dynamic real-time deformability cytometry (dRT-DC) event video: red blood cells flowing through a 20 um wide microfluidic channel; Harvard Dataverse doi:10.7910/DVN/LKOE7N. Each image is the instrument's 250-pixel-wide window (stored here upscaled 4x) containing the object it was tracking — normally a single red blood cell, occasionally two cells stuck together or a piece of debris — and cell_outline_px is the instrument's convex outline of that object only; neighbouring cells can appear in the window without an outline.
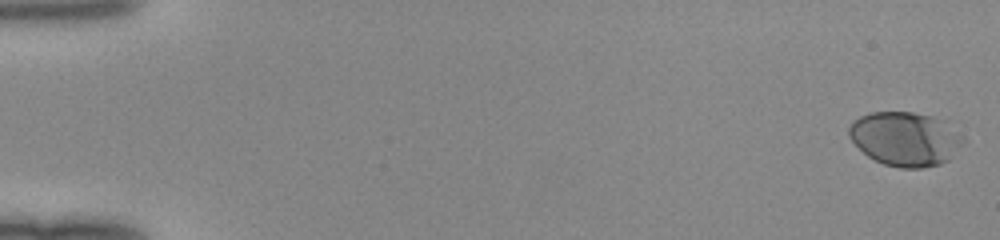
{"species": "human", "species_latin": "Homo sapiens", "temperature_condition": "room temperature", "stored_images_in_passage": 50, "camera_frame_rate_fps": 3000, "um_per_image_px": 0.085, "donor": {"sex": "female"}, "frame": {"image": 1, "passage_image": 1, "time_ms": 0.0, "image_size_px": [1000, 240], "cell_outline_px": [[964, 140], [948, 160], [940, 164], [920, 168], [900, 168], [884, 164], [868, 156], [848, 136], [848, 128], [852, 120], [868, 112], [912, 112], [932, 116], [948, 120], [964, 136]], "centroid_in_image_um": [76.96, 11.77], "position_along_channel_um": 8.0, "area_um2": 36.24}}
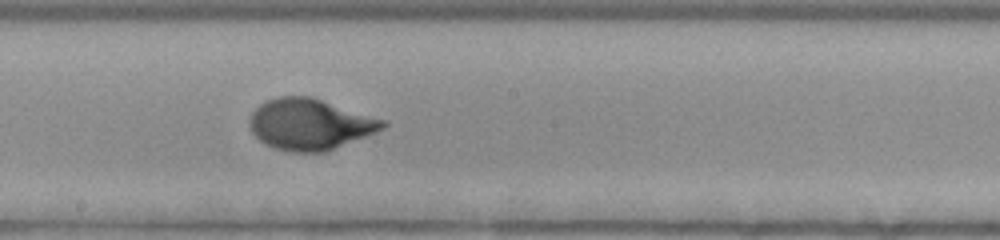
{"frame": {"image": 2, "passage_image": 29, "time_ms": 9.333, "image_size_px": [1000, 240], "cell_outline_px": [[388, 124], [384, 128], [376, 132], [324, 152], [292, 152], [276, 148], [264, 144], [252, 132], [248, 124], [248, 120], [252, 112], [260, 104], [268, 100], [280, 96], [312, 96], [388, 120]], "centroid_in_image_um": [26.36, 10.55], "position_along_channel_um": 221.8, "area_um2": 39.82}}
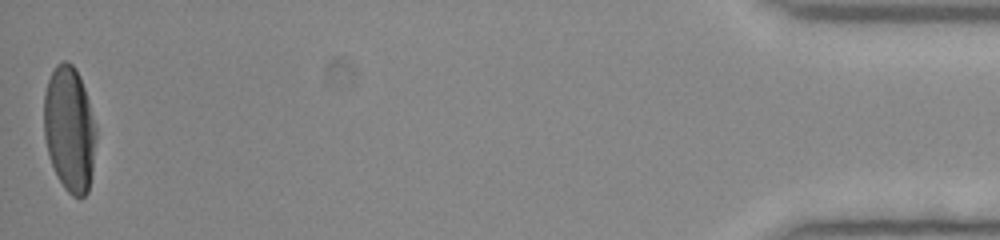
{"frame": {"image": 3, "passage_image": 50, "time_ms": 16.333, "image_size_px": [1000, 240], "cell_outline_px": [[96, 136], [92, 172], [88, 192], [84, 196], [72, 196], [64, 188], [52, 164], [48, 152], [44, 136], [44, 92], [48, 80], [56, 64], [64, 60], [68, 60], [76, 68], [80, 76], [96, 124]], "centroid_in_image_um": [5.91, 10.94], "position_along_channel_um": 429.3, "area_um2": 38.09}}